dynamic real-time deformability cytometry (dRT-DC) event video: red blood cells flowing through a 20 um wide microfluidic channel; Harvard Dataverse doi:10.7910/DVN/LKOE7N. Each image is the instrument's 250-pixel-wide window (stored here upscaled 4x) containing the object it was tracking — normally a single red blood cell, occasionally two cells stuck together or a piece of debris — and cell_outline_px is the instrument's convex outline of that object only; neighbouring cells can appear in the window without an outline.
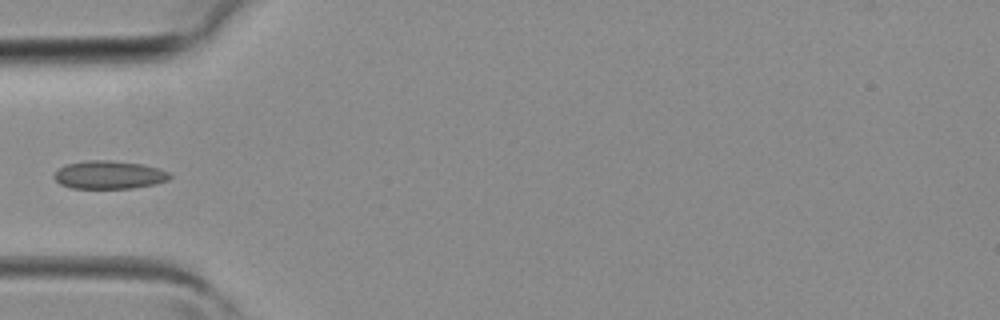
{"species": "common noctule bat (a hibernating species)", "species_latin": "Nyctalus noctula", "temperature_condition": "room temperature", "stored_images_in_passage": 1, "camera_frame_rate_fps": 3000, "um_per_image_px": 0.085, "animal": {"sex": "female", "body_mass_g": 19.3, "forearm_length_mm": 54.1}, "frame": {"image": 1, "passage_image": 1, "time_ms": 0.0, "image_size_px": [1000, 320], "cell_outline_px": [[172, 176], [168, 180], [156, 184], [132, 188], [72, 188], [60, 184], [52, 176], [60, 168], [68, 164], [88, 160], [112, 160], [140, 164], [156, 168], [168, 172]], "centroid_in_image_um": [9.27, 14.87], "position_along_channel_um": 75.7, "area_um2": 18.79}}